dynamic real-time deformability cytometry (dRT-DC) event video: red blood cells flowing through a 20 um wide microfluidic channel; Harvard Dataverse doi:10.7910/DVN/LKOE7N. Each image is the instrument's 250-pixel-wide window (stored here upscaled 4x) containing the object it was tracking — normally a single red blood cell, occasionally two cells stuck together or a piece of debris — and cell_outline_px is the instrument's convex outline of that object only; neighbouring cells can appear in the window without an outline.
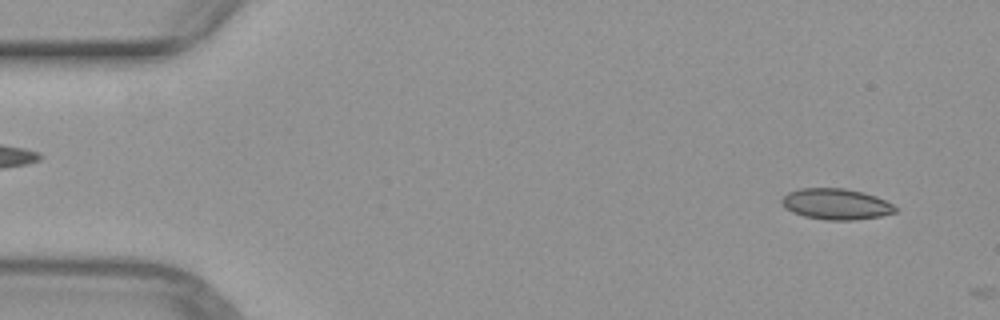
{"species": "common noctule bat (a hibernating species)", "species_latin": "Nyctalus noctula", "temperature_condition": "warm", "stored_images_in_passage": 5, "camera_frame_rate_fps": 3000, "um_per_image_px": 0.085, "animal": {"sex": "female", "body_mass_g": 29.2, "forearm_length_mm": 56.3}, "frame": {"image": 1, "passage_image": 4, "time_ms": 1.0, "image_size_px": [1000, 320], "cell_outline_px": [[896, 212], [880, 216], [852, 220], [824, 220], [804, 216], [792, 212], [784, 208], [780, 200], [788, 192], [800, 188], [844, 188], [864, 192], [876, 196], [892, 204], [896, 208]], "centroid_in_image_um": [71.03, 17.34], "position_along_channel_um": 14.0, "area_um2": 20.52}}